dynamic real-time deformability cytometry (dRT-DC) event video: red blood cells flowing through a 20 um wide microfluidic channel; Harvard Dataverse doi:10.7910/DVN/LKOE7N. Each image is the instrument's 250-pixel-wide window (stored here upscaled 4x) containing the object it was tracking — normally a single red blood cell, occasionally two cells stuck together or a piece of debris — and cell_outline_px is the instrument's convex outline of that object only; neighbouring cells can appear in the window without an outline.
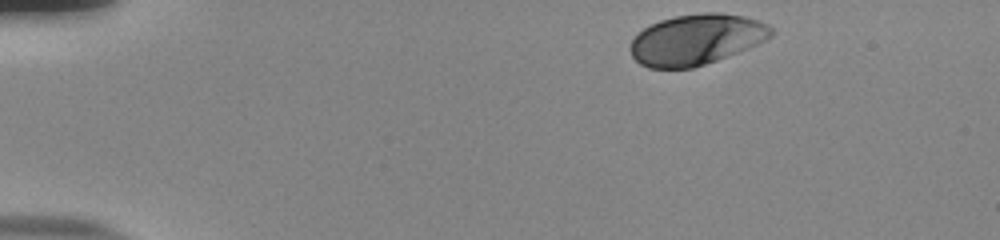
{"species": "human", "species_latin": "Homo sapiens", "temperature_condition": "room temperature", "stored_images_in_passage": 39, "camera_frame_rate_fps": 3000, "um_per_image_px": 0.085, "donor": {"sex": "male"}, "frame": {"image": 1, "passage_image": 1, "time_ms": 0.0, "image_size_px": [1000, 240], "cell_outline_px": [[776, 32], [772, 36], [748, 48], [716, 60], [692, 68], [648, 68], [640, 64], [632, 56], [628, 48], [632, 40], [644, 28], [660, 20], [676, 16], [704, 12], [720, 12], [744, 16], [768, 24]], "centroid_in_image_um": [59.18, 3.35], "position_along_channel_um": 25.8, "area_um2": 41.44}}
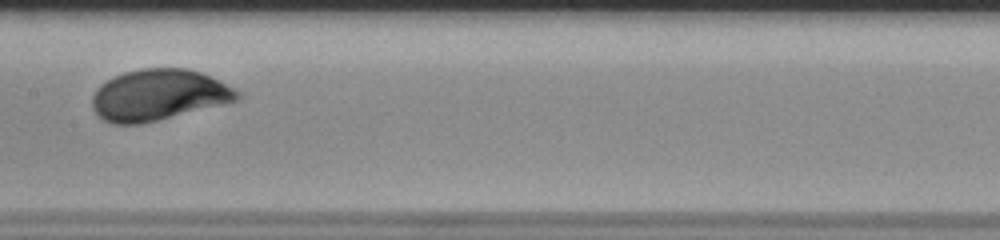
{"frame": {"image": 2, "passage_image": 22, "time_ms": 7.0, "image_size_px": [1000, 240], "cell_outline_px": [[240, 100], [140, 124], [112, 124], [96, 116], [92, 108], [92, 96], [96, 88], [100, 84], [112, 76], [124, 72], [140, 68], [188, 68], [200, 72], [240, 92]], "centroid_in_image_um": [13.4, 8.07], "position_along_channel_um": 194.0, "area_um2": 43.18}}
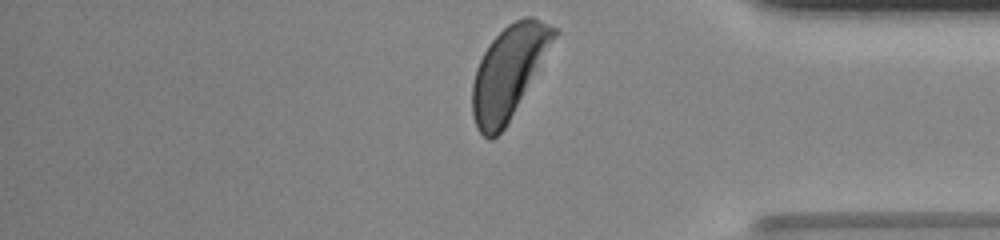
{"frame": {"image": 3, "passage_image": 39, "time_ms": 12.667, "image_size_px": [1000, 240], "cell_outline_px": [[560, 32], [508, 124], [492, 140], [488, 140], [476, 128], [472, 116], [472, 84], [476, 68], [484, 52], [492, 40], [508, 24], [524, 16], [532, 16], [556, 28]], "centroid_in_image_um": [43.24, 6.14], "position_along_channel_um": 392.0, "area_um2": 43.81}, "authors_computed_cell_mechanics": {"area_um2": 42.8876, "velocity_mm_per_s": 3.7534, "shape_relaxation_time_tau1_ms": 2.6818, "shape_relaxation_time_tau2_ms": null, "deformation_change_tau1": 0.1459, "deformation_change_tau2": null}}